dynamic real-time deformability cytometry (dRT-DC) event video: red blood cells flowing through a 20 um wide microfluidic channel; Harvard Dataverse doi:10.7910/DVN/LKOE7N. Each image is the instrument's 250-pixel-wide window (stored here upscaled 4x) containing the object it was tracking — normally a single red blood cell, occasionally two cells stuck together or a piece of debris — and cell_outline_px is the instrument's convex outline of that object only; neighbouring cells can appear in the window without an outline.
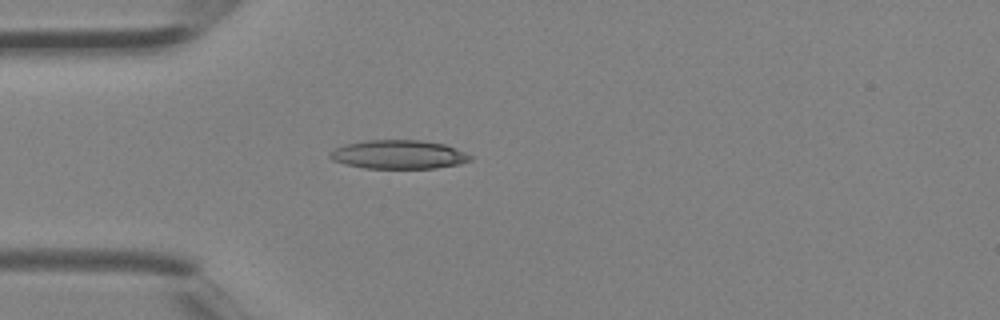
{"species": "Egyptian fruit bat (a non-hibernating species)", "species_latin": "Rousettus aegyptiacus", "temperature_condition": "room temperature", "stored_images_in_passage": 1, "camera_frame_rate_fps": 3000, "um_per_image_px": 0.085, "animal": {"sex": "female"}, "frame": {"image": 1, "passage_image": 1, "time_ms": 0.0, "image_size_px": [1000, 320], "cell_outline_px": [[472, 160], [460, 164], [436, 168], [364, 168], [344, 164], [332, 160], [328, 156], [332, 148], [344, 144], [364, 140], [420, 140], [444, 144], [464, 152], [472, 156]], "centroid_in_image_um": [33.83, 13.13], "position_along_channel_um": 51.2, "area_um2": 23.7}}